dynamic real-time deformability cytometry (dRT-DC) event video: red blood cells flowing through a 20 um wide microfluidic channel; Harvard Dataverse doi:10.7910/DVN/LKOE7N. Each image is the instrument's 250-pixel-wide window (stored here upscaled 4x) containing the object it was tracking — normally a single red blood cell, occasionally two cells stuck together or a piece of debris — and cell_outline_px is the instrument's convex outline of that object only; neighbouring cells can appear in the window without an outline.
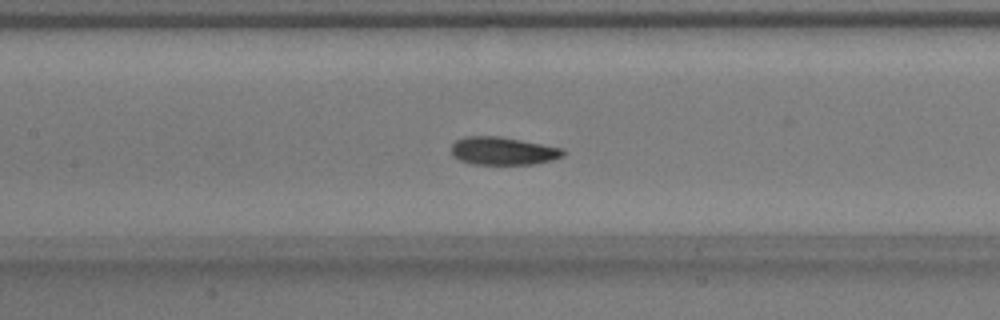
{"species": "common noctule bat (a hibernating species)", "species_latin": "Nyctalus noctula", "temperature_condition": "warm", "stored_images_in_passage": 47, "camera_frame_rate_fps": 3000, "um_per_image_px": 0.085, "animal": {"sex": "male", "body_mass_g": 17.9}, "frame": {"image": 1, "passage_image": 18, "time_ms": 5.667, "image_size_px": [1000, 320], "cell_outline_px": [[564, 156], [552, 160], [532, 164], [472, 164], [460, 160], [452, 156], [452, 144], [456, 140], [464, 136], [500, 136], [564, 148]], "centroid_in_image_um": [42.75, 12.82], "position_along_channel_um": 164.7, "area_um2": 18.26}}
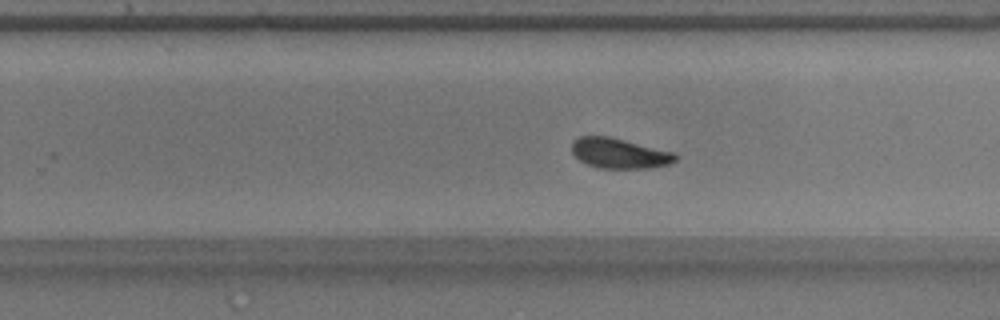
{"frame": {"image": 2, "passage_image": 27, "time_ms": 8.667, "image_size_px": [1000, 320], "cell_outline_px": [[680, 156], [676, 160], [668, 164], [648, 168], [600, 168], [588, 164], [580, 160], [572, 152], [572, 144], [580, 136], [608, 136], [676, 152]], "centroid_in_image_um": [52.7, 13.03], "position_along_channel_um": 277.1, "area_um2": 18.15}}
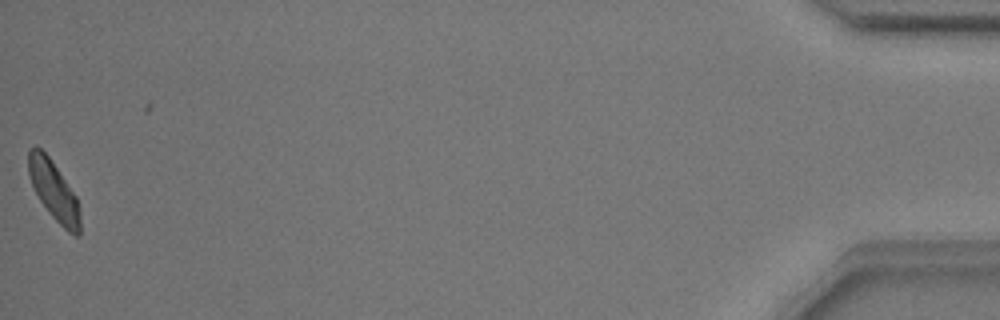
{"frame": {"image": 3, "passage_image": 47, "time_ms": 15.333, "image_size_px": [1000, 320], "cell_outline_px": [[80, 236], [76, 236], [68, 232], [48, 212], [40, 200], [32, 184], [28, 172], [28, 148], [36, 144], [48, 156], [76, 196], [80, 212]], "centroid_in_image_um": [4.56, 16.2], "position_along_channel_um": 430.6, "area_um2": 17.63}, "authors_computed_cell_mechanics": {"area_um2": 18.3804, "velocity_mm_per_s": 3.7745, "shape_relaxation_time_tau1_ms": 2.7898, "shape_relaxation_time_tau2_ms": 1.9167, "deformation_change_tau1": 0.0902, "deformation_change_tau2": 0.0726}}